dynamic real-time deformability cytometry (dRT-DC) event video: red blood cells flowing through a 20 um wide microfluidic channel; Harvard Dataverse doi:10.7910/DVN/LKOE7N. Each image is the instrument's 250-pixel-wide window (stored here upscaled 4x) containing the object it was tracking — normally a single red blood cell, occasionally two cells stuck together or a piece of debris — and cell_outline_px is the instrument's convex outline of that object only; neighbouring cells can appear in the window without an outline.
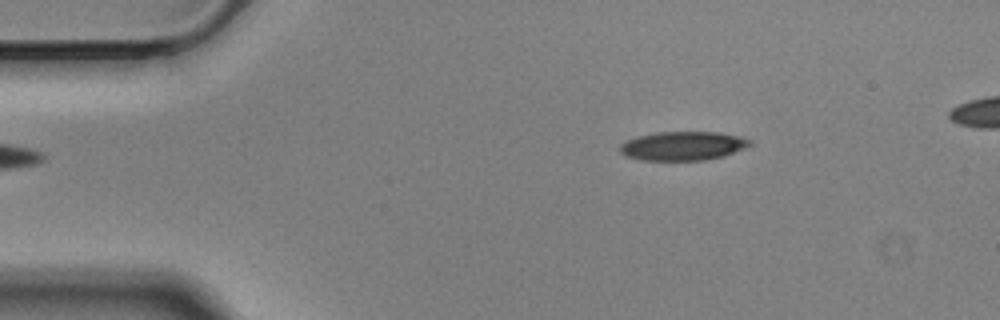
{"species": "Egyptian fruit bat (a non-hibernating species)", "species_latin": "Rousettus aegyptiacus", "temperature_condition": "cold", "stored_images_in_passage": 47, "camera_frame_rate_fps": 3000, "um_per_image_px": 0.085, "animal": {"sex": "male"}, "frame": {"image": 1, "passage_image": 1, "time_ms": 0.0, "image_size_px": [1000, 320], "cell_outline_px": [[752, 144], [744, 148], [724, 156], [704, 160], [640, 160], [624, 156], [620, 152], [620, 144], [628, 140], [640, 136], [656, 132], [716, 132], [736, 136], [752, 140]], "centroid_in_image_um": [58.02, 12.41], "position_along_channel_um": 27.0, "area_um2": 21.73}}
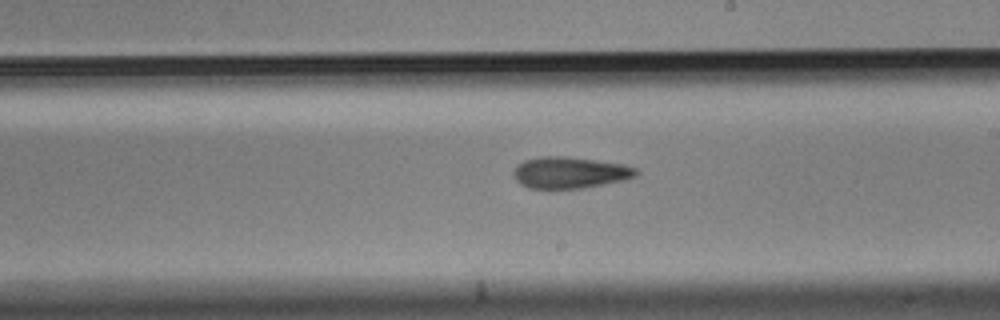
{"frame": {"image": 2, "passage_image": 24, "time_ms": 7.667, "image_size_px": [1000, 320], "cell_outline_px": [[640, 172], [636, 176], [624, 180], [580, 188], [528, 188], [520, 184], [516, 180], [512, 172], [516, 164], [524, 160], [540, 156], [564, 156], [596, 160], [624, 164], [636, 168]], "centroid_in_image_um": [48.41, 14.66], "position_along_channel_um": 240.6, "area_um2": 22.54}}
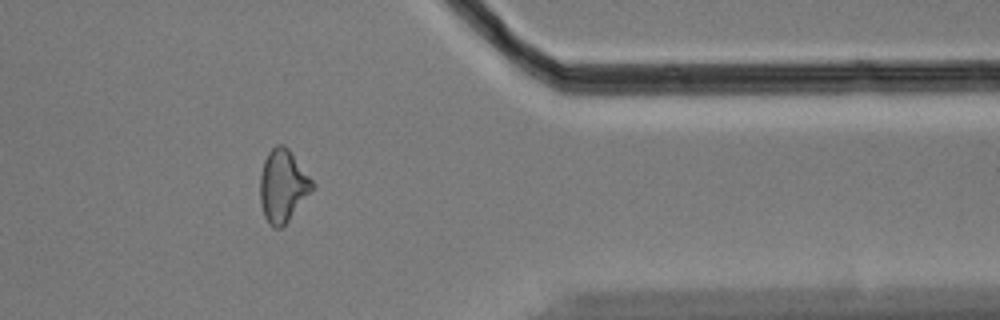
{"frame": {"image": 3, "passage_image": 38, "time_ms": 12.333, "image_size_px": [1000, 320], "cell_outline_px": [[316, 188], [288, 220], [280, 228], [276, 228], [268, 224], [264, 216], [260, 200], [260, 176], [264, 160], [268, 152], [276, 144], [284, 144], [288, 148], [316, 184]], "centroid_in_image_um": [24.06, 15.79], "position_along_channel_um": 387.3, "area_um2": 22.2}}